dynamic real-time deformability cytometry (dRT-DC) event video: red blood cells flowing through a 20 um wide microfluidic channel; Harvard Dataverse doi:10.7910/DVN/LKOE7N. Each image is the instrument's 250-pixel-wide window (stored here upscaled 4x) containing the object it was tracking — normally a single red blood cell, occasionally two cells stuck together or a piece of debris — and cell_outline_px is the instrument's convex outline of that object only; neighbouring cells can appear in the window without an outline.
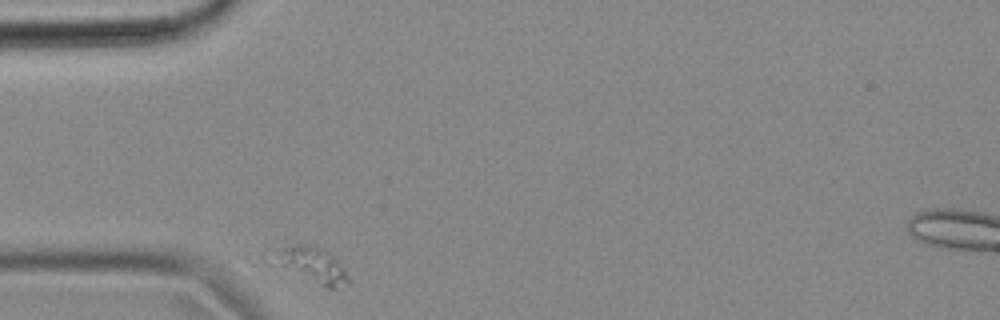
{"species": "common noctule bat (a hibernating species)", "species_latin": "Nyctalus noctula", "temperature_condition": "cold", "stored_images_in_passage": 34, "camera_frame_rate_fps": 3000, "um_per_image_px": 0.085, "animal": {"sex": "female", "body_mass_g": 18.4}, "frame": {"image": 1, "passage_image": 1, "time_ms": 0.0, "image_size_px": [1000, 320], "cell_outline_px": [[352, 284], [332, 288], [328, 288], [284, 264], [280, 252], [284, 248], [308, 248], [328, 256], [336, 260], [352, 280]], "centroid_in_image_um": [26.88, 22.68], "position_along_channel_um": 58.1, "area_um2": 12.08}}
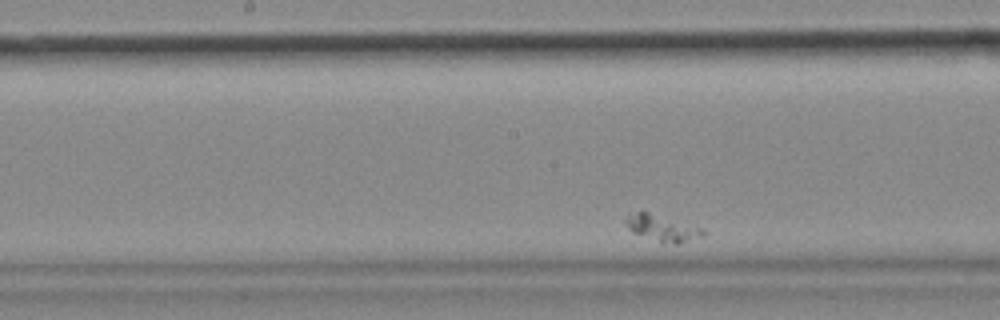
{"frame": {"image": 2, "passage_image": 16, "time_ms": 5.0, "image_size_px": [1000, 320], "cell_outline_px": [[708, 232], [704, 236], [676, 244], [660, 240], [632, 232], [624, 224], [624, 220], [628, 212], [648, 212], [704, 228]], "centroid_in_image_um": [56.31, 19.35], "position_along_channel_um": 191.9, "area_um2": 11.68}}
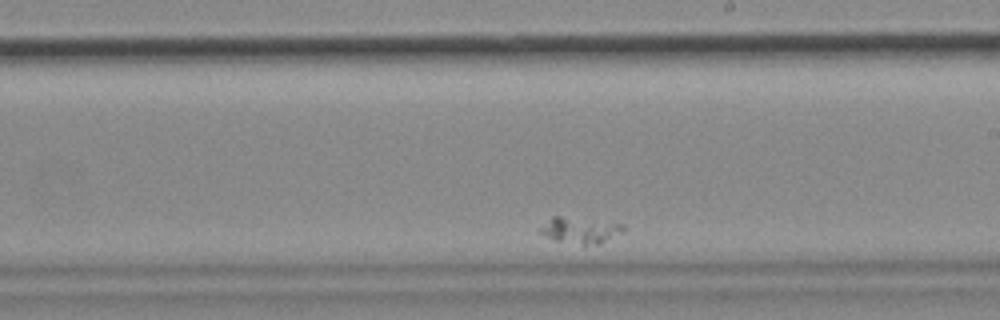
{"frame": {"image": 3, "passage_image": 21, "time_ms": 6.667, "image_size_px": [1000, 320], "cell_outline_px": [[624, 232], [600, 244], [584, 244], [556, 240], [540, 232], [540, 228], [552, 216], [560, 216], [624, 224]], "centroid_in_image_um": [49.37, 19.56], "position_along_channel_um": 239.6, "area_um2": 12.25}}